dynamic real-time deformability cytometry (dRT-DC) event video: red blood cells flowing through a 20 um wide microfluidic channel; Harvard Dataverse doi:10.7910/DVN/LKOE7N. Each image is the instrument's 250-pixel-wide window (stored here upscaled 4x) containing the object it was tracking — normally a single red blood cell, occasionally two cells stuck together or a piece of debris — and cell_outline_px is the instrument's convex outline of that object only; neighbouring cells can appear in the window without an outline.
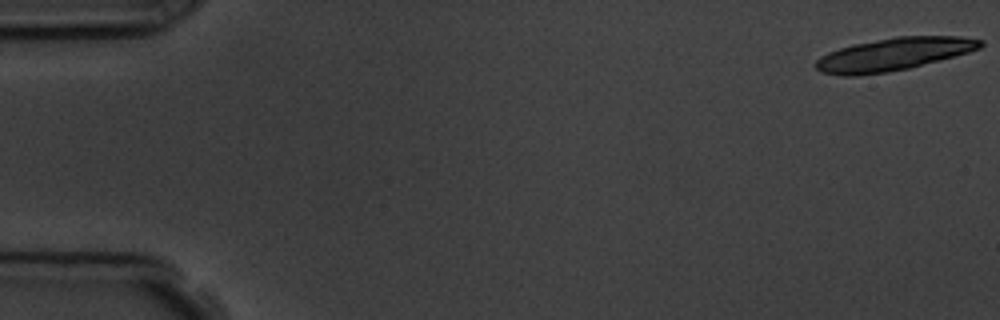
{"species": "common noctule bat (a hibernating species)", "species_latin": "Nyctalus noctula", "temperature_condition": "room temperature", "stored_images_in_passage": 8, "camera_frame_rate_fps": 3000, "um_per_image_px": 0.085, "animal": {"sex": "male", "body_mass_g": 19.5, "forearm_length_mm": 54.6}, "frame": {"image": 1, "passage_image": 1, "time_ms": 0.0, "image_size_px": [1000, 320], "cell_outline_px": [[984, 44], [980, 48], [968, 52], [940, 60], [908, 68], [888, 72], [856, 76], [844, 76], [820, 72], [812, 64], [820, 56], [828, 52], [852, 44], [896, 36], [960, 36], [984, 40]], "centroid_in_image_um": [75.92, 4.61], "position_along_channel_um": 9.1, "area_um2": 31.5}}
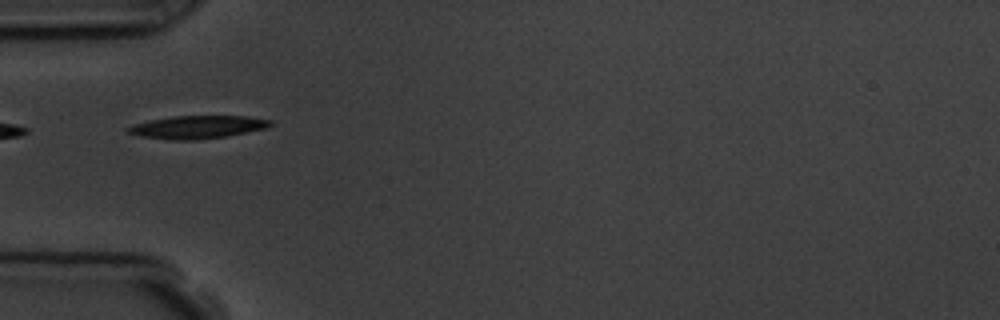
{"frame": {"image": 2, "passage_image": 6, "time_ms": 5.667, "image_size_px": [1000, 320], "cell_outline_px": [[272, 124], [268, 128], [224, 136], [192, 140], [172, 140], [140, 136], [124, 132], [124, 128], [148, 120], [172, 116], [244, 116], [272, 120]], "centroid_in_image_um": [16.73, 10.8], "position_along_channel_um": 68.3, "area_um2": 18.96}}
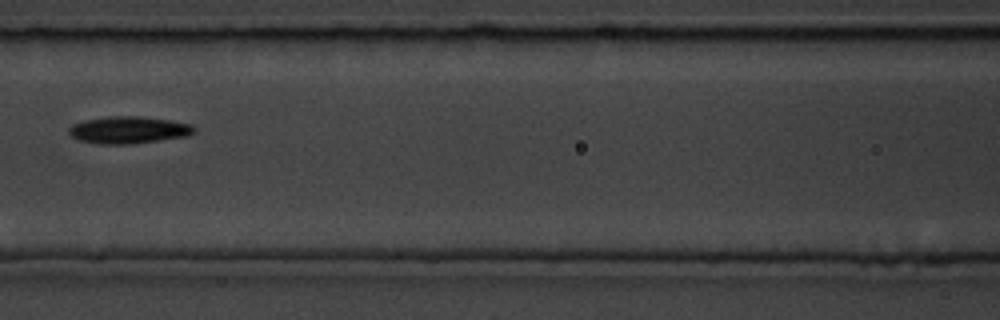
{"frame": {"image": 3, "passage_image": 8, "time_ms": 8.0, "image_size_px": [1000, 320], "cell_outline_px": [[196, 132], [188, 136], [132, 144], [100, 144], [80, 140], [72, 136], [68, 132], [68, 128], [72, 124], [84, 120], [112, 116], [140, 116], [168, 120], [192, 124], [196, 128]], "centroid_in_image_um": [10.95, 11.05], "position_along_channel_um": 155.6, "area_um2": 19.83}}